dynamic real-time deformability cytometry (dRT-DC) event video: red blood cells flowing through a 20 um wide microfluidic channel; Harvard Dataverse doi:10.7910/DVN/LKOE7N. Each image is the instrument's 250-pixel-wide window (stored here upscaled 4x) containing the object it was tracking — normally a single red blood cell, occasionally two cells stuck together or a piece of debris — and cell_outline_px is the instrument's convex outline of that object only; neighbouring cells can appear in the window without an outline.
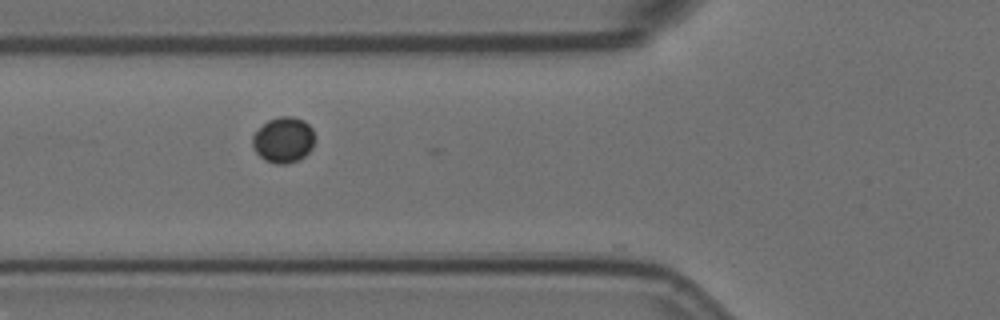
{"species": "Egyptian fruit bat (a non-hibernating species)", "species_latin": "Rousettus aegyptiacus", "temperature_condition": "room temperature", "stored_images_in_passage": 6, "camera_frame_rate_fps": 3000, "um_per_image_px": 0.085, "animal": {"sex": "female"}, "frame": {"image": 1, "passage_image": 4, "time_ms": 1.0, "image_size_px": [1000, 320], "cell_outline_px": [[316, 136], [312, 148], [304, 156], [288, 164], [276, 164], [264, 160], [256, 152], [252, 144], [252, 136], [268, 120], [280, 116], [292, 116], [304, 120], [312, 128]], "centroid_in_image_um": [24.11, 11.89], "position_along_channel_um": 101.7, "area_um2": 16.65}}